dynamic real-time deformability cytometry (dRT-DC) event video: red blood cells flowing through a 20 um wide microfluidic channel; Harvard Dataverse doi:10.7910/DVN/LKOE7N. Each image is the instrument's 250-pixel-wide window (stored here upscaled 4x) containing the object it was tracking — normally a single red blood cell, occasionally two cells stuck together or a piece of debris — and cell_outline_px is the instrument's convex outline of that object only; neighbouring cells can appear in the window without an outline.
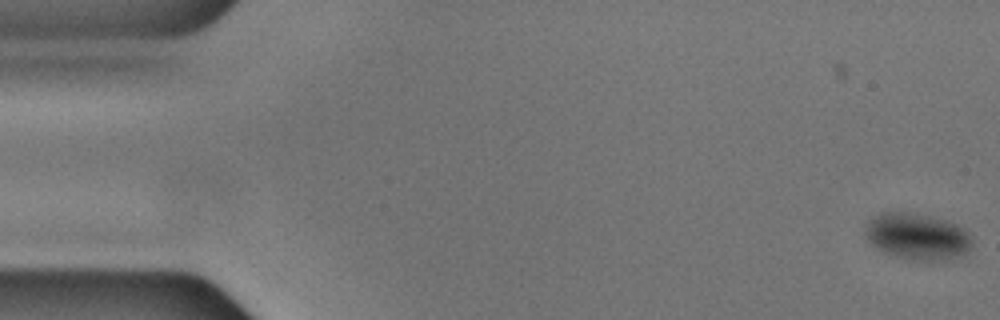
{"species": "common noctule bat (a hibernating species)", "species_latin": "Nyctalus noctula", "temperature_condition": "cold", "stored_images_in_passage": 56, "camera_frame_rate_fps": 3000, "um_per_image_px": 0.085, "animal": {"sex": "male", "body_mass_g": 17.9, "forearm_length_mm": 54.2}, "frame": {"image": 1, "passage_image": 1, "time_ms": 0.0, "image_size_px": [1000, 320], "cell_outline_px": [[972, 244], [964, 256], [944, 260], [912, 260], [880, 252], [868, 240], [864, 232], [864, 228], [872, 216], [884, 212], [904, 212], [932, 216], [948, 220], [964, 228], [972, 236]], "centroid_in_image_um": [77.98, 20.1], "position_along_channel_um": 7.0, "area_um2": 29.36}}
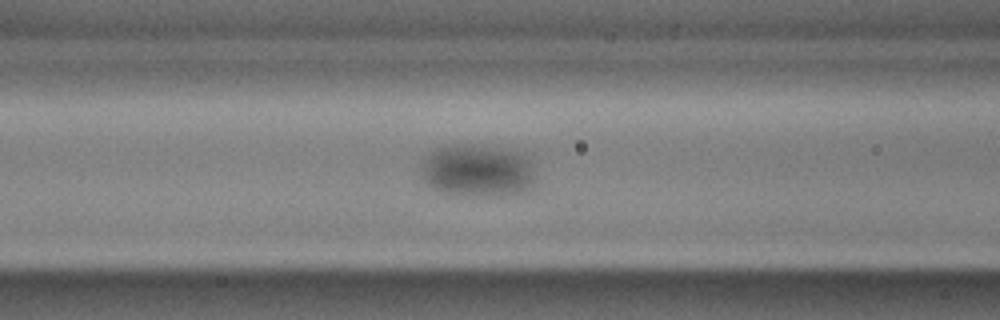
{"frame": {"image": 2, "passage_image": 22, "time_ms": 7.0, "image_size_px": [1000, 320], "cell_outline_px": [[532, 188], [524, 192], [504, 196], [464, 196], [444, 192], [428, 184], [424, 176], [420, 164], [436, 148], [488, 148], [516, 152], [524, 156], [528, 160], [532, 176]], "centroid_in_image_um": [40.59, 14.6], "position_along_channel_um": 126.0, "area_um2": 33.23}}
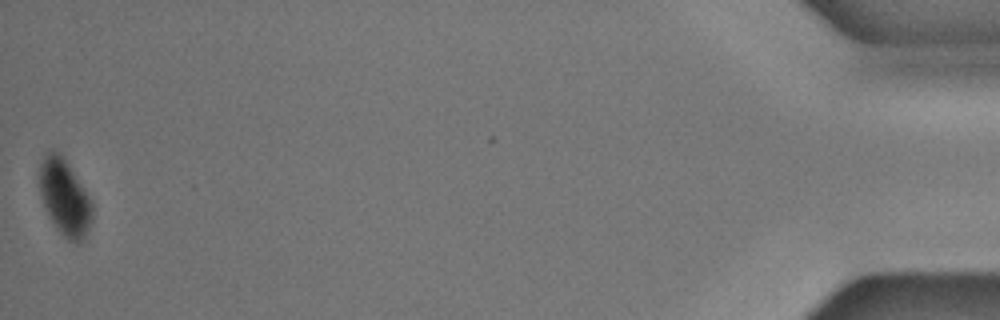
{"frame": {"image": 3, "passage_image": 56, "time_ms": 18.333, "image_size_px": [1000, 320], "cell_outline_px": [[92, 220], [80, 244], [76, 244], [68, 240], [56, 228], [48, 216], [40, 196], [36, 176], [40, 164], [44, 156], [52, 148], [60, 152], [84, 188], [92, 204]], "centroid_in_image_um": [5.44, 16.76], "position_along_channel_um": 429.8, "area_um2": 23.76}}